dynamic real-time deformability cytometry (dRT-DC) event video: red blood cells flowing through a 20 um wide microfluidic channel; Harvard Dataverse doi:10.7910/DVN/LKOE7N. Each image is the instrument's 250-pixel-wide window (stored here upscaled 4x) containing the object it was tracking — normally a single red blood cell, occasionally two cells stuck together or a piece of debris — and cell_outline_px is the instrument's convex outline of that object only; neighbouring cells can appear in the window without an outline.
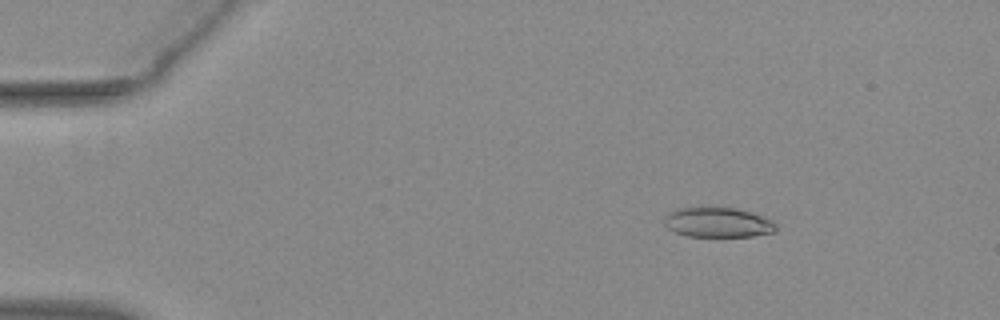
{"species": "common noctule bat (a hibernating species)", "species_latin": "Nyctalus noctula", "temperature_condition": "warm", "stored_images_in_passage": 54, "camera_frame_rate_fps": 3000, "um_per_image_px": 0.085, "animal": {"sex": "female", "body_mass_g": 29.2, "forearm_length_mm": 56.3}, "frame": {"image": 1, "passage_image": 9, "time_ms": 2.667, "image_size_px": [1000, 320], "cell_outline_px": [[776, 232], [752, 236], [688, 236], [676, 232], [668, 228], [664, 224], [664, 220], [668, 212], [676, 208], [732, 208], [748, 212], [772, 220], [776, 224]], "centroid_in_image_um": [61.0, 18.91], "position_along_channel_um": 24.0, "area_um2": 19.13}}
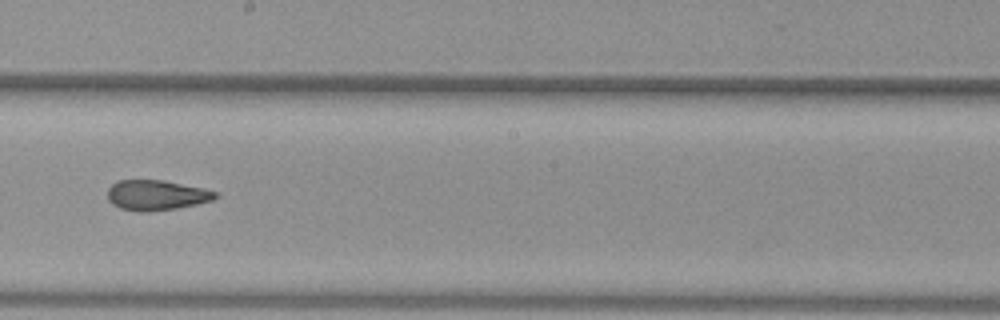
{"frame": {"image": 2, "passage_image": 32, "time_ms": 10.333, "image_size_px": [1000, 320], "cell_outline_px": [[220, 196], [212, 200], [196, 204], [176, 208], [148, 212], [136, 212], [120, 208], [112, 204], [108, 200], [108, 188], [116, 180], [164, 180], [204, 188], [216, 192]], "centroid_in_image_um": [13.28, 16.59], "position_along_channel_um": 234.9, "area_um2": 19.13}}
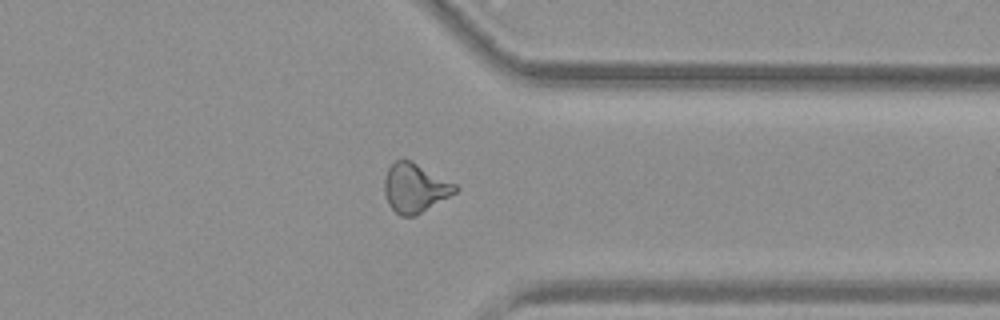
{"frame": {"image": 3, "passage_image": 43, "time_ms": 14.0, "image_size_px": [1000, 320], "cell_outline_px": [[460, 188], [456, 192], [416, 216], [400, 216], [388, 204], [384, 192], [384, 180], [388, 168], [396, 160], [408, 160], [456, 184]], "centroid_in_image_um": [35.25, 16.0], "position_along_channel_um": 376.1, "area_um2": 19.94}, "authors_computed_cell_mechanics": {"area_um2": 20.1433, "velocity_mm_per_s": 3.9267, "shape_relaxation_time_tau1_ms": null, "shape_relaxation_time_tau2_ms": 3.0751, "deformation_change_tau1": null, "deformation_change_tau2": 0.1171}}